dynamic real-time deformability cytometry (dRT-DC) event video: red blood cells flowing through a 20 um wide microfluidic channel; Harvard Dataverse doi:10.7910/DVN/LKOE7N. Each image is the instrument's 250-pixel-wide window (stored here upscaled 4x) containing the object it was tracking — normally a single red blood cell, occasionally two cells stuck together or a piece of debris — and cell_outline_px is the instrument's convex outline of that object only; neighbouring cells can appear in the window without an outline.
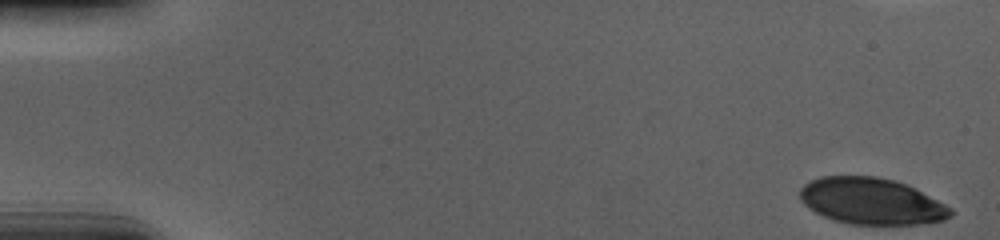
{"species": "human", "species_latin": "Homo sapiens", "temperature_condition": "cold", "stored_images_in_passage": 55, "camera_frame_rate_fps": 3000, "um_per_image_px": 0.085, "donor": {"sex": "male"}, "frame": {"image": 1, "passage_image": 1, "time_ms": 0.0, "image_size_px": [1000, 240], "cell_outline_px": [[952, 216], [944, 220], [920, 224], [852, 224], [832, 220], [808, 208], [800, 200], [800, 188], [804, 184], [820, 176], [876, 176], [892, 180], [904, 184], [952, 208]], "centroid_in_image_um": [74.03, 17.11], "position_along_channel_um": 11.0, "area_um2": 40.4}}
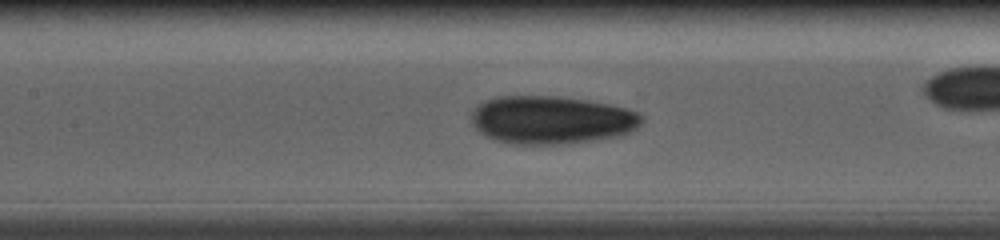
{"frame": {"image": 2, "passage_image": 26, "time_ms": 8.333, "image_size_px": [1000, 240], "cell_outline_px": [[644, 120], [636, 128], [620, 136], [596, 140], [568, 144], [512, 144], [492, 140], [484, 136], [472, 124], [472, 112], [484, 100], [496, 96], [556, 96], [588, 100], [608, 104], [640, 112], [644, 116]], "centroid_in_image_um": [46.88, 10.2], "position_along_channel_um": 160.5, "area_um2": 48.15}}
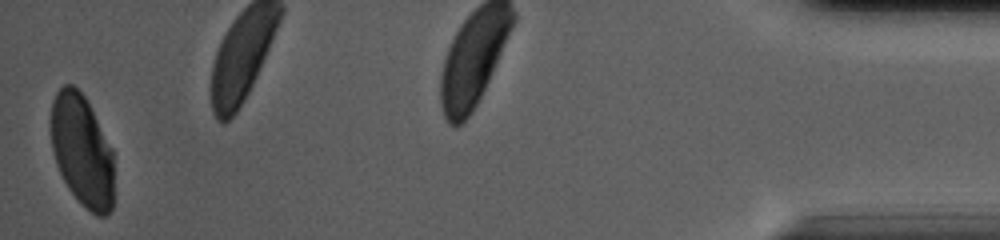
{"frame": {"image": 3, "passage_image": 55, "time_ms": 18.0, "image_size_px": [1000, 240], "cell_outline_px": [[112, 208], [104, 216], [96, 216], [68, 188], [56, 164], [52, 148], [48, 120], [52, 100], [56, 92], [64, 84], [72, 84], [84, 96], [112, 148]], "centroid_in_image_um": [6.92, 12.73], "position_along_channel_um": 428.3, "area_um2": 40.86}, "authors_computed_cell_mechanics": {"area_um2": 45.4308, "velocity_mm_per_s": 3.6769, "shape_relaxation_time_tau1_ms": 3.8701, "shape_relaxation_time_tau2_ms": 1.2098, "deformation_change_tau1": 0.131, "deformation_change_tau2": 0.0476}}